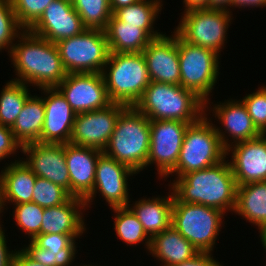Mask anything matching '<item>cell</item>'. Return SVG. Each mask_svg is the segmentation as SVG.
<instances>
[{"label": "cell", "instance_id": "obj_1", "mask_svg": "<svg viewBox=\"0 0 266 266\" xmlns=\"http://www.w3.org/2000/svg\"><path fill=\"white\" fill-rule=\"evenodd\" d=\"M21 37V38H20ZM18 43L13 44L12 62L20 83H30L38 88L57 87L67 76L55 43L24 30Z\"/></svg>", "mask_w": 266, "mask_h": 266}, {"label": "cell", "instance_id": "obj_2", "mask_svg": "<svg viewBox=\"0 0 266 266\" xmlns=\"http://www.w3.org/2000/svg\"><path fill=\"white\" fill-rule=\"evenodd\" d=\"M171 188L180 202L205 205L222 212L234 211L236 205L237 184L225 160L176 178Z\"/></svg>", "mask_w": 266, "mask_h": 266}, {"label": "cell", "instance_id": "obj_3", "mask_svg": "<svg viewBox=\"0 0 266 266\" xmlns=\"http://www.w3.org/2000/svg\"><path fill=\"white\" fill-rule=\"evenodd\" d=\"M205 105L194 91L181 85L151 81L134 107L149 120L196 123L206 115Z\"/></svg>", "mask_w": 266, "mask_h": 266}, {"label": "cell", "instance_id": "obj_4", "mask_svg": "<svg viewBox=\"0 0 266 266\" xmlns=\"http://www.w3.org/2000/svg\"><path fill=\"white\" fill-rule=\"evenodd\" d=\"M149 149L150 120L134 106L126 107L103 153L137 173L146 167Z\"/></svg>", "mask_w": 266, "mask_h": 266}, {"label": "cell", "instance_id": "obj_5", "mask_svg": "<svg viewBox=\"0 0 266 266\" xmlns=\"http://www.w3.org/2000/svg\"><path fill=\"white\" fill-rule=\"evenodd\" d=\"M203 116L190 124L185 131L179 159L175 168L168 174L182 177L192 171L214 166L226 158V149L230 147L228 139Z\"/></svg>", "mask_w": 266, "mask_h": 266}, {"label": "cell", "instance_id": "obj_6", "mask_svg": "<svg viewBox=\"0 0 266 266\" xmlns=\"http://www.w3.org/2000/svg\"><path fill=\"white\" fill-rule=\"evenodd\" d=\"M102 75L111 102L127 107L138 102L151 82L142 52L110 53Z\"/></svg>", "mask_w": 266, "mask_h": 266}, {"label": "cell", "instance_id": "obj_7", "mask_svg": "<svg viewBox=\"0 0 266 266\" xmlns=\"http://www.w3.org/2000/svg\"><path fill=\"white\" fill-rule=\"evenodd\" d=\"M223 213L213 207L180 202L174 196L171 226L199 252H211L219 235Z\"/></svg>", "mask_w": 266, "mask_h": 266}, {"label": "cell", "instance_id": "obj_8", "mask_svg": "<svg viewBox=\"0 0 266 266\" xmlns=\"http://www.w3.org/2000/svg\"><path fill=\"white\" fill-rule=\"evenodd\" d=\"M55 44L67 74L102 73L110 55L105 31L100 29H85Z\"/></svg>", "mask_w": 266, "mask_h": 266}, {"label": "cell", "instance_id": "obj_9", "mask_svg": "<svg viewBox=\"0 0 266 266\" xmlns=\"http://www.w3.org/2000/svg\"><path fill=\"white\" fill-rule=\"evenodd\" d=\"M180 85L194 91L205 104L218 77L219 54L184 41L178 35Z\"/></svg>", "mask_w": 266, "mask_h": 266}, {"label": "cell", "instance_id": "obj_10", "mask_svg": "<svg viewBox=\"0 0 266 266\" xmlns=\"http://www.w3.org/2000/svg\"><path fill=\"white\" fill-rule=\"evenodd\" d=\"M231 12L220 9H190L184 12L175 32L186 42L217 54L224 45Z\"/></svg>", "mask_w": 266, "mask_h": 266}, {"label": "cell", "instance_id": "obj_11", "mask_svg": "<svg viewBox=\"0 0 266 266\" xmlns=\"http://www.w3.org/2000/svg\"><path fill=\"white\" fill-rule=\"evenodd\" d=\"M176 120H150V149L146 167L156 163L161 177L175 168L179 159L184 134L188 126Z\"/></svg>", "mask_w": 266, "mask_h": 266}, {"label": "cell", "instance_id": "obj_12", "mask_svg": "<svg viewBox=\"0 0 266 266\" xmlns=\"http://www.w3.org/2000/svg\"><path fill=\"white\" fill-rule=\"evenodd\" d=\"M126 107L111 103L102 109L76 114L69 143L103 151L113 134L119 115Z\"/></svg>", "mask_w": 266, "mask_h": 266}, {"label": "cell", "instance_id": "obj_13", "mask_svg": "<svg viewBox=\"0 0 266 266\" xmlns=\"http://www.w3.org/2000/svg\"><path fill=\"white\" fill-rule=\"evenodd\" d=\"M76 114L110 105L102 73H71L56 87Z\"/></svg>", "mask_w": 266, "mask_h": 266}, {"label": "cell", "instance_id": "obj_14", "mask_svg": "<svg viewBox=\"0 0 266 266\" xmlns=\"http://www.w3.org/2000/svg\"><path fill=\"white\" fill-rule=\"evenodd\" d=\"M133 174L136 172L131 168L102 153L96 163L93 191L84 199L85 205L99 190L110 208L129 206L127 177Z\"/></svg>", "mask_w": 266, "mask_h": 266}, {"label": "cell", "instance_id": "obj_15", "mask_svg": "<svg viewBox=\"0 0 266 266\" xmlns=\"http://www.w3.org/2000/svg\"><path fill=\"white\" fill-rule=\"evenodd\" d=\"M85 29L72 2L54 0L28 30L52 43H57L60 40L77 36Z\"/></svg>", "mask_w": 266, "mask_h": 266}, {"label": "cell", "instance_id": "obj_16", "mask_svg": "<svg viewBox=\"0 0 266 266\" xmlns=\"http://www.w3.org/2000/svg\"><path fill=\"white\" fill-rule=\"evenodd\" d=\"M20 149L29 156L23 162L36 176L60 185L70 193V177L66 166L65 144L37 142L26 144Z\"/></svg>", "mask_w": 266, "mask_h": 266}, {"label": "cell", "instance_id": "obj_17", "mask_svg": "<svg viewBox=\"0 0 266 266\" xmlns=\"http://www.w3.org/2000/svg\"><path fill=\"white\" fill-rule=\"evenodd\" d=\"M226 155L231 150L232 161L229 162L237 186L266 181V134L230 145ZM233 148V149H231Z\"/></svg>", "mask_w": 266, "mask_h": 266}, {"label": "cell", "instance_id": "obj_18", "mask_svg": "<svg viewBox=\"0 0 266 266\" xmlns=\"http://www.w3.org/2000/svg\"><path fill=\"white\" fill-rule=\"evenodd\" d=\"M153 39L142 51L151 81L180 85L178 34Z\"/></svg>", "mask_w": 266, "mask_h": 266}, {"label": "cell", "instance_id": "obj_19", "mask_svg": "<svg viewBox=\"0 0 266 266\" xmlns=\"http://www.w3.org/2000/svg\"><path fill=\"white\" fill-rule=\"evenodd\" d=\"M48 97L43 99L45 119L41 143H69L76 113L56 88H42Z\"/></svg>", "mask_w": 266, "mask_h": 266}, {"label": "cell", "instance_id": "obj_20", "mask_svg": "<svg viewBox=\"0 0 266 266\" xmlns=\"http://www.w3.org/2000/svg\"><path fill=\"white\" fill-rule=\"evenodd\" d=\"M103 153L95 148L65 143V158L70 177V194L85 199L94 187L96 163Z\"/></svg>", "mask_w": 266, "mask_h": 266}, {"label": "cell", "instance_id": "obj_21", "mask_svg": "<svg viewBox=\"0 0 266 266\" xmlns=\"http://www.w3.org/2000/svg\"><path fill=\"white\" fill-rule=\"evenodd\" d=\"M85 206L83 198L72 196L63 204L44 208L41 234L82 235L85 225L81 210Z\"/></svg>", "mask_w": 266, "mask_h": 266}, {"label": "cell", "instance_id": "obj_22", "mask_svg": "<svg viewBox=\"0 0 266 266\" xmlns=\"http://www.w3.org/2000/svg\"><path fill=\"white\" fill-rule=\"evenodd\" d=\"M17 161V162H16ZM11 163L0 175V209L4 210L5 202L15 205L32 202L36 175L22 161Z\"/></svg>", "mask_w": 266, "mask_h": 266}, {"label": "cell", "instance_id": "obj_23", "mask_svg": "<svg viewBox=\"0 0 266 266\" xmlns=\"http://www.w3.org/2000/svg\"><path fill=\"white\" fill-rule=\"evenodd\" d=\"M149 252L164 263L162 266L176 265L199 253L173 226L151 238Z\"/></svg>", "mask_w": 266, "mask_h": 266}, {"label": "cell", "instance_id": "obj_24", "mask_svg": "<svg viewBox=\"0 0 266 266\" xmlns=\"http://www.w3.org/2000/svg\"><path fill=\"white\" fill-rule=\"evenodd\" d=\"M173 198L172 192L166 198L136 201L135 205L130 207L150 238L171 226Z\"/></svg>", "mask_w": 266, "mask_h": 266}, {"label": "cell", "instance_id": "obj_25", "mask_svg": "<svg viewBox=\"0 0 266 266\" xmlns=\"http://www.w3.org/2000/svg\"><path fill=\"white\" fill-rule=\"evenodd\" d=\"M213 112L235 143L251 140L261 135L242 101L228 100L221 105L217 104Z\"/></svg>", "mask_w": 266, "mask_h": 266}, {"label": "cell", "instance_id": "obj_26", "mask_svg": "<svg viewBox=\"0 0 266 266\" xmlns=\"http://www.w3.org/2000/svg\"><path fill=\"white\" fill-rule=\"evenodd\" d=\"M104 31L110 53H141L153 40L145 30L125 25L113 14Z\"/></svg>", "mask_w": 266, "mask_h": 266}, {"label": "cell", "instance_id": "obj_27", "mask_svg": "<svg viewBox=\"0 0 266 266\" xmlns=\"http://www.w3.org/2000/svg\"><path fill=\"white\" fill-rule=\"evenodd\" d=\"M44 119L43 98L30 95L11 127L14 139L21 147L29 143L41 142Z\"/></svg>", "mask_w": 266, "mask_h": 266}, {"label": "cell", "instance_id": "obj_28", "mask_svg": "<svg viewBox=\"0 0 266 266\" xmlns=\"http://www.w3.org/2000/svg\"><path fill=\"white\" fill-rule=\"evenodd\" d=\"M234 212L260 230L266 224V181L237 186Z\"/></svg>", "mask_w": 266, "mask_h": 266}, {"label": "cell", "instance_id": "obj_29", "mask_svg": "<svg viewBox=\"0 0 266 266\" xmlns=\"http://www.w3.org/2000/svg\"><path fill=\"white\" fill-rule=\"evenodd\" d=\"M161 6L160 0H139L134 4L116 9L112 14L118 20L123 21L125 25L137 26L155 39L163 35L153 29V22L156 20Z\"/></svg>", "mask_w": 266, "mask_h": 266}, {"label": "cell", "instance_id": "obj_30", "mask_svg": "<svg viewBox=\"0 0 266 266\" xmlns=\"http://www.w3.org/2000/svg\"><path fill=\"white\" fill-rule=\"evenodd\" d=\"M28 85L10 80L0 95V124L12 127L30 96Z\"/></svg>", "mask_w": 266, "mask_h": 266}, {"label": "cell", "instance_id": "obj_31", "mask_svg": "<svg viewBox=\"0 0 266 266\" xmlns=\"http://www.w3.org/2000/svg\"><path fill=\"white\" fill-rule=\"evenodd\" d=\"M112 209L116 213V217L114 218V229L117 236L130 245L137 244L147 239L145 243L147 246L146 248L149 250L151 238L146 234L142 224L129 206L115 207Z\"/></svg>", "mask_w": 266, "mask_h": 266}, {"label": "cell", "instance_id": "obj_32", "mask_svg": "<svg viewBox=\"0 0 266 266\" xmlns=\"http://www.w3.org/2000/svg\"><path fill=\"white\" fill-rule=\"evenodd\" d=\"M72 5L86 29H106L112 16L109 0H73Z\"/></svg>", "mask_w": 266, "mask_h": 266}, {"label": "cell", "instance_id": "obj_33", "mask_svg": "<svg viewBox=\"0 0 266 266\" xmlns=\"http://www.w3.org/2000/svg\"><path fill=\"white\" fill-rule=\"evenodd\" d=\"M22 251L35 262L46 266H69L76 253L75 239L60 251H49L38 247L32 240Z\"/></svg>", "mask_w": 266, "mask_h": 266}, {"label": "cell", "instance_id": "obj_34", "mask_svg": "<svg viewBox=\"0 0 266 266\" xmlns=\"http://www.w3.org/2000/svg\"><path fill=\"white\" fill-rule=\"evenodd\" d=\"M72 195L62 186L51 181L36 177L32 202L42 208H50L67 202Z\"/></svg>", "mask_w": 266, "mask_h": 266}, {"label": "cell", "instance_id": "obj_35", "mask_svg": "<svg viewBox=\"0 0 266 266\" xmlns=\"http://www.w3.org/2000/svg\"><path fill=\"white\" fill-rule=\"evenodd\" d=\"M13 212L17 225L31 237L30 240L41 234L44 208L34 202H28L17 204Z\"/></svg>", "mask_w": 266, "mask_h": 266}, {"label": "cell", "instance_id": "obj_36", "mask_svg": "<svg viewBox=\"0 0 266 266\" xmlns=\"http://www.w3.org/2000/svg\"><path fill=\"white\" fill-rule=\"evenodd\" d=\"M19 30L24 29L15 16L10 0H0V50L10 45L8 49L11 51L14 39L21 35Z\"/></svg>", "mask_w": 266, "mask_h": 266}, {"label": "cell", "instance_id": "obj_37", "mask_svg": "<svg viewBox=\"0 0 266 266\" xmlns=\"http://www.w3.org/2000/svg\"><path fill=\"white\" fill-rule=\"evenodd\" d=\"M54 0H10L19 24L28 30Z\"/></svg>", "mask_w": 266, "mask_h": 266}, {"label": "cell", "instance_id": "obj_38", "mask_svg": "<svg viewBox=\"0 0 266 266\" xmlns=\"http://www.w3.org/2000/svg\"><path fill=\"white\" fill-rule=\"evenodd\" d=\"M242 102L255 127L261 134H266V87H260L255 93L248 94Z\"/></svg>", "mask_w": 266, "mask_h": 266}, {"label": "cell", "instance_id": "obj_39", "mask_svg": "<svg viewBox=\"0 0 266 266\" xmlns=\"http://www.w3.org/2000/svg\"><path fill=\"white\" fill-rule=\"evenodd\" d=\"M78 236L81 235L39 234L32 241L42 249L60 251L66 248Z\"/></svg>", "mask_w": 266, "mask_h": 266}, {"label": "cell", "instance_id": "obj_40", "mask_svg": "<svg viewBox=\"0 0 266 266\" xmlns=\"http://www.w3.org/2000/svg\"><path fill=\"white\" fill-rule=\"evenodd\" d=\"M21 145L14 139L11 127L0 124V160L16 152Z\"/></svg>", "mask_w": 266, "mask_h": 266}, {"label": "cell", "instance_id": "obj_41", "mask_svg": "<svg viewBox=\"0 0 266 266\" xmlns=\"http://www.w3.org/2000/svg\"><path fill=\"white\" fill-rule=\"evenodd\" d=\"M211 252H199L193 258L173 266H222L211 257Z\"/></svg>", "mask_w": 266, "mask_h": 266}, {"label": "cell", "instance_id": "obj_42", "mask_svg": "<svg viewBox=\"0 0 266 266\" xmlns=\"http://www.w3.org/2000/svg\"><path fill=\"white\" fill-rule=\"evenodd\" d=\"M4 234L5 233L0 226V266H12L16 252L14 251L13 253L12 251L10 253L8 251V247L6 246L7 241Z\"/></svg>", "mask_w": 266, "mask_h": 266}, {"label": "cell", "instance_id": "obj_43", "mask_svg": "<svg viewBox=\"0 0 266 266\" xmlns=\"http://www.w3.org/2000/svg\"><path fill=\"white\" fill-rule=\"evenodd\" d=\"M20 251V252H19ZM16 251L12 266H46L29 258L22 250Z\"/></svg>", "mask_w": 266, "mask_h": 266}, {"label": "cell", "instance_id": "obj_44", "mask_svg": "<svg viewBox=\"0 0 266 266\" xmlns=\"http://www.w3.org/2000/svg\"><path fill=\"white\" fill-rule=\"evenodd\" d=\"M231 6L236 7H262L266 6V0H231Z\"/></svg>", "mask_w": 266, "mask_h": 266}, {"label": "cell", "instance_id": "obj_45", "mask_svg": "<svg viewBox=\"0 0 266 266\" xmlns=\"http://www.w3.org/2000/svg\"><path fill=\"white\" fill-rule=\"evenodd\" d=\"M185 10L209 8V0H184Z\"/></svg>", "mask_w": 266, "mask_h": 266}, {"label": "cell", "instance_id": "obj_46", "mask_svg": "<svg viewBox=\"0 0 266 266\" xmlns=\"http://www.w3.org/2000/svg\"><path fill=\"white\" fill-rule=\"evenodd\" d=\"M228 6L231 7V0H209V9L229 11L230 8L227 9Z\"/></svg>", "mask_w": 266, "mask_h": 266}, {"label": "cell", "instance_id": "obj_47", "mask_svg": "<svg viewBox=\"0 0 266 266\" xmlns=\"http://www.w3.org/2000/svg\"><path fill=\"white\" fill-rule=\"evenodd\" d=\"M139 0H109L112 13L121 7H125L138 2Z\"/></svg>", "mask_w": 266, "mask_h": 266}, {"label": "cell", "instance_id": "obj_48", "mask_svg": "<svg viewBox=\"0 0 266 266\" xmlns=\"http://www.w3.org/2000/svg\"><path fill=\"white\" fill-rule=\"evenodd\" d=\"M260 236L263 247L266 250V224L260 229Z\"/></svg>", "mask_w": 266, "mask_h": 266}]
</instances>
